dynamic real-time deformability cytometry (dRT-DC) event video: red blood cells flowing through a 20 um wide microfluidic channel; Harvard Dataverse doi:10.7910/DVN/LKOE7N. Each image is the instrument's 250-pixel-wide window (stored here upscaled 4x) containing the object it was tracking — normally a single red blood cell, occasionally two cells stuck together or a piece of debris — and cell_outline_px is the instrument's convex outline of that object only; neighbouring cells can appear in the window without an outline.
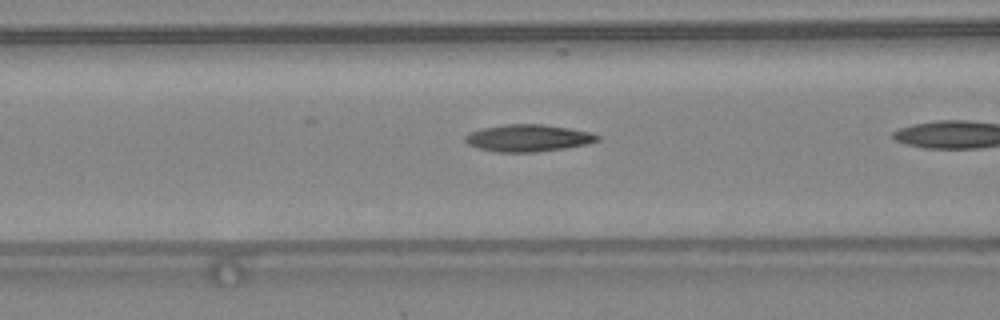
{"species": "common noctule bat (a hibernating species)", "species_latin": "Nyctalus noctula", "temperature_condition": "warm", "stored_images_in_passage": 25, "camera_frame_rate_fps": 3000, "um_per_image_px": 0.085, "animal": {"sex": "female", "body_mass_g": 24.6, "forearm_length_mm": 56.2}, "frame": {"image": 1, "passage_image": 15, "time_ms": 4.667, "image_size_px": [1000, 320], "cell_outline_px": [[600, 140], [588, 144], [564, 148], [536, 152], [496, 152], [476, 148], [468, 144], [464, 140], [464, 136], [468, 132], [484, 128], [508, 124], [540, 124], [568, 128], [592, 132], [600, 136]], "centroid_in_image_um": [44.88, 11.74], "position_along_channel_um": 121.7, "area_um2": 20.92}}